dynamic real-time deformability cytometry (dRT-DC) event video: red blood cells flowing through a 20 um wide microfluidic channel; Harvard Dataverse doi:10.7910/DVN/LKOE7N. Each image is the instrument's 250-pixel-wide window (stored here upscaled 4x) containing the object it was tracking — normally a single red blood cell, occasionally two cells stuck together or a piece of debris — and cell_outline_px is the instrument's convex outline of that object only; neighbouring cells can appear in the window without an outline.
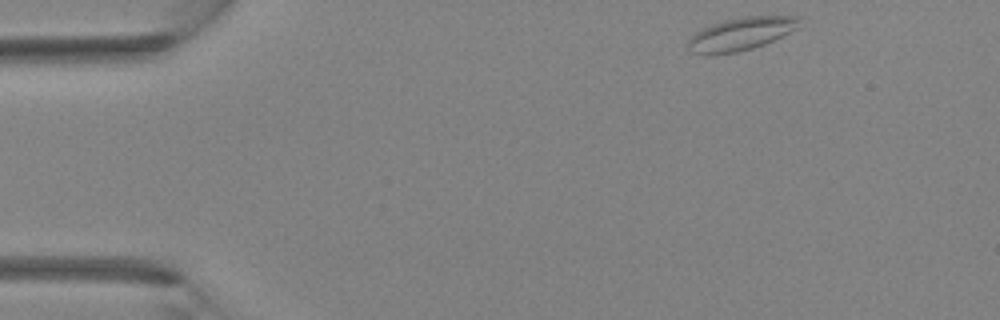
{"species": "Egyptian fruit bat (a non-hibernating species)", "species_latin": "Rousettus aegyptiacus", "temperature_condition": "room temperature", "stored_images_in_passage": 4, "camera_frame_rate_fps": 3000, "um_per_image_px": 0.085, "animal": {"sex": "female"}, "frame": {"image": 1, "passage_image": 1, "time_ms": 0.0, "image_size_px": [1000, 320], "cell_outline_px": [[800, 28], [764, 44], [752, 48], [736, 52], [692, 52], [688, 48], [688, 40], [696, 32], [712, 24], [724, 20], [744, 16], [800, 16]], "centroid_in_image_um": [63.07, 2.84], "position_along_channel_um": 21.9, "area_um2": 20.81}}
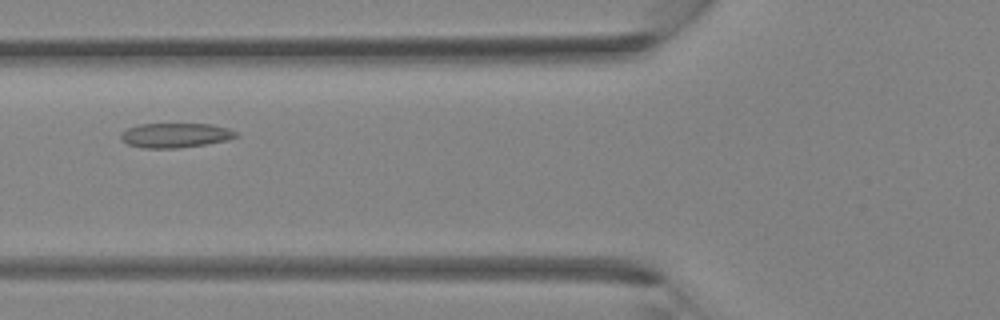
{"frame": {"image": 2, "passage_image": 4, "time_ms": 3.333, "image_size_px": [1000, 320], "cell_outline_px": [[240, 136], [228, 140], [204, 144], [176, 148], [144, 148], [128, 144], [120, 136], [120, 132], [128, 128], [140, 124], [212, 124], [228, 128], [236, 132]], "centroid_in_image_um": [14.93, 11.49], "position_along_channel_um": 110.9, "area_um2": 16.42}}